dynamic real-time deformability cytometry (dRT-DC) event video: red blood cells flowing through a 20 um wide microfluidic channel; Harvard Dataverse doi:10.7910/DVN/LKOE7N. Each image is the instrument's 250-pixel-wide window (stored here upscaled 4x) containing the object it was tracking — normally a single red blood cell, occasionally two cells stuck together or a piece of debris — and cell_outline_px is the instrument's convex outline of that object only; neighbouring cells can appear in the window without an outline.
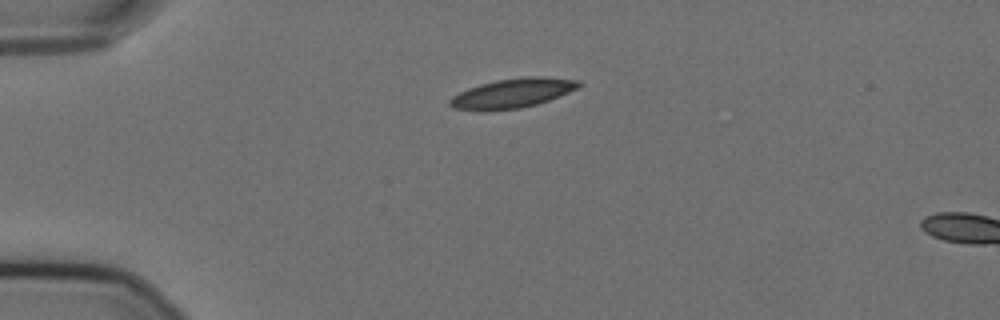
{"species": "Egyptian fruit bat (a non-hibernating species)", "species_latin": "Rousettus aegyptiacus", "temperature_condition": "cold", "stored_images_in_passage": 3, "camera_frame_rate_fps": 3000, "um_per_image_px": 0.085, "animal": {"sex": "female"}, "frame": {"image": 1, "passage_image": 1, "time_ms": 0.0, "image_size_px": [1000, 320], "cell_outline_px": [[584, 84], [560, 96], [536, 104], [520, 108], [484, 112], [452, 108], [448, 104], [448, 100], [452, 96], [468, 88], [480, 84], [496, 80], [524, 76], [540, 76], [580, 80]], "centroid_in_image_um": [43.52, 7.93], "position_along_channel_um": 41.5, "area_um2": 22.43}}